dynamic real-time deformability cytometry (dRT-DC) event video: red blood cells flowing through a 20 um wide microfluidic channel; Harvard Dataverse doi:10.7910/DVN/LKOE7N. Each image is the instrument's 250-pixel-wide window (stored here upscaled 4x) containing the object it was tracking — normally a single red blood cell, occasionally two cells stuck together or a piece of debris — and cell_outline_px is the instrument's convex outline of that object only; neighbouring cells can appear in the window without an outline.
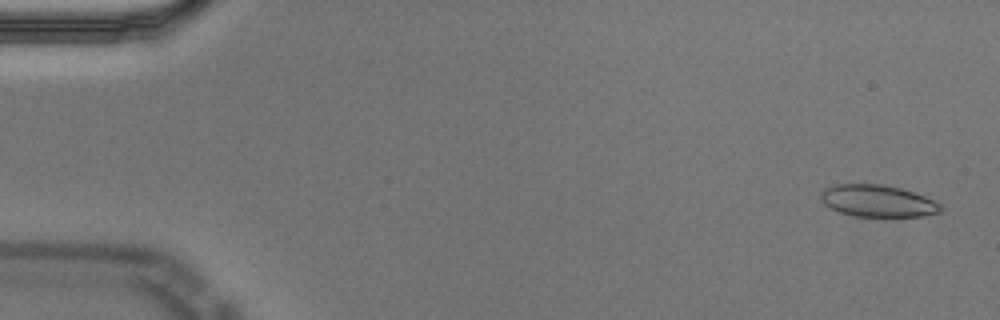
{"species": "Egyptian fruit bat (a non-hibernating species)", "species_latin": "Rousettus aegyptiacus", "temperature_condition": "cold", "stored_images_in_passage": 56, "camera_frame_rate_fps": 3000, "um_per_image_px": 0.085, "animal": {"sex": "male"}, "frame": {"image": 1, "passage_image": 2, "time_ms": 0.333, "image_size_px": [1000, 320], "cell_outline_px": [[944, 208], [940, 212], [920, 216], [856, 216], [840, 212], [824, 204], [820, 200], [820, 196], [824, 188], [836, 184], [880, 184], [900, 188], [924, 196], [940, 204]], "centroid_in_image_um": [74.58, 17.07], "position_along_channel_um": 10.4, "area_um2": 22.08}}
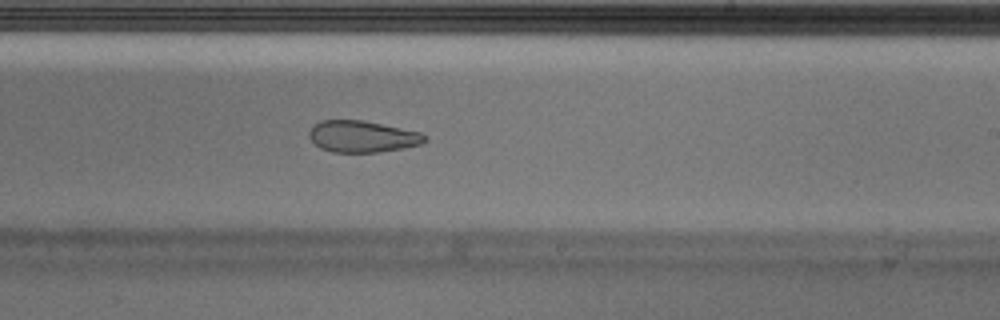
{"frame": {"image": 2, "passage_image": 34, "time_ms": 11.0, "image_size_px": [1000, 320], "cell_outline_px": [[428, 140], [420, 144], [404, 148], [380, 152], [332, 152], [320, 148], [308, 136], [308, 132], [312, 124], [320, 120], [364, 120], [420, 132], [428, 136]], "centroid_in_image_um": [30.79, 11.6], "position_along_channel_um": 258.2, "area_um2": 21.5}}
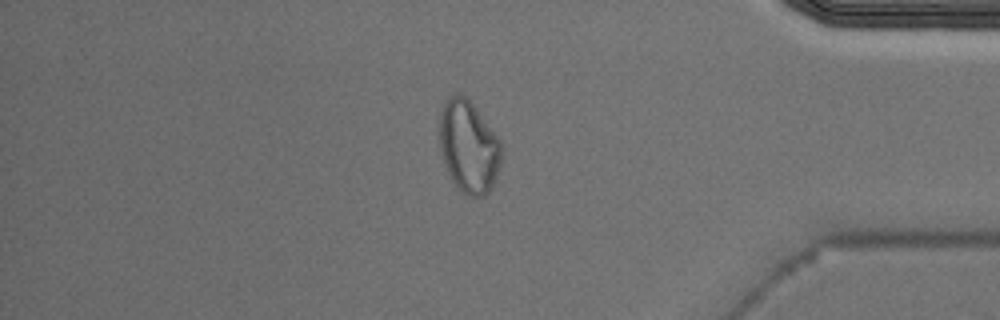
{"frame": {"image": 3, "passage_image": 48, "time_ms": 15.667, "image_size_px": [1000, 320], "cell_outline_px": [[504, 148], [496, 180], [492, 188], [484, 196], [472, 196], [456, 188], [448, 172], [440, 152], [440, 108], [448, 96], [456, 92], [464, 96], [476, 108], [500, 140]], "centroid_in_image_um": [39.84, 12.46], "position_along_channel_um": 395.4, "area_um2": 33.58}, "authors_computed_cell_mechanics": {"area_um2": 23.2067, "velocity_mm_per_s": 3.52, "shape_relaxation_time_tau1_ms": null, "shape_relaxation_time_tau2_ms": 2.4941, "deformation_change_tau1": null, "deformation_change_tau2": 0.081}}